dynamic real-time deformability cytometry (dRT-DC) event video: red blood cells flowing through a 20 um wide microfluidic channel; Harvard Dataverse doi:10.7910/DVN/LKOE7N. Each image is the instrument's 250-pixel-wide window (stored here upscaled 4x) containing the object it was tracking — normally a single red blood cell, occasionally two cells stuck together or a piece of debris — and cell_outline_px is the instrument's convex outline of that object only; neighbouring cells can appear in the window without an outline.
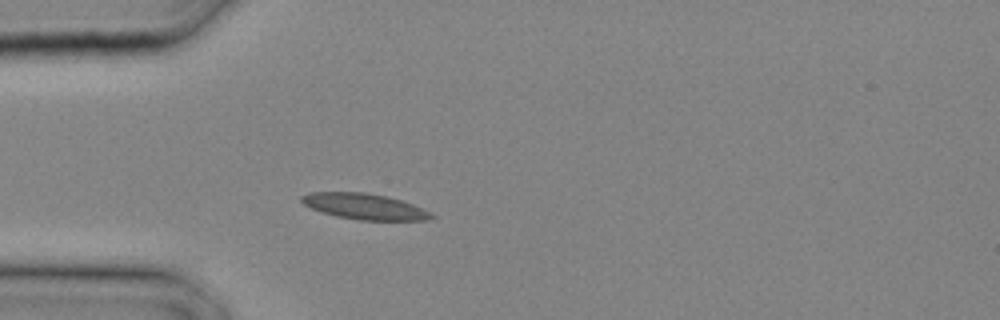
{"species": "common noctule bat (a hibernating species)", "species_latin": "Nyctalus noctula", "temperature_condition": "cold", "stored_images_in_passage": 5, "camera_frame_rate_fps": 3000, "um_per_image_px": 0.085, "animal": {"sex": "male", "body_mass_g": 20.4}, "frame": {"image": 1, "passage_image": 1, "time_ms": 0.0, "image_size_px": [1000, 320], "cell_outline_px": [[436, 216], [428, 220], [360, 220], [336, 216], [312, 208], [304, 204], [300, 200], [300, 196], [308, 192], [364, 192], [388, 196], [412, 204], [432, 212]], "centroid_in_image_um": [31.0, 17.54], "position_along_channel_um": 54.0, "area_um2": 19.54}}
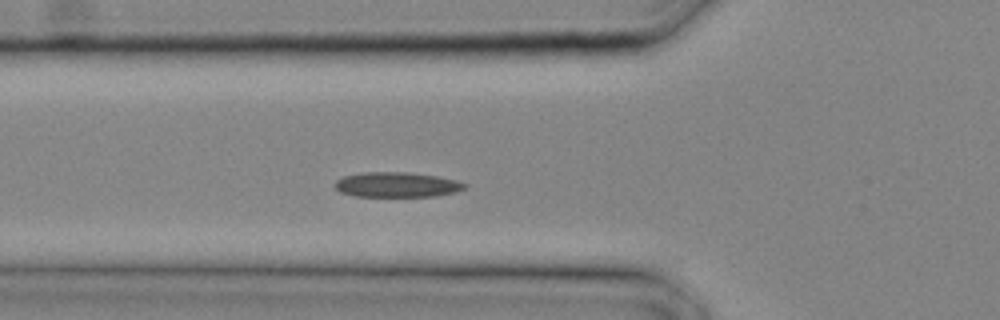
{"frame": {"image": 2, "passage_image": 3, "time_ms": 0.667, "image_size_px": [1000, 320], "cell_outline_px": [[468, 184], [464, 188], [456, 192], [432, 196], [356, 196], [340, 192], [332, 184], [336, 180], [344, 176], [360, 172], [408, 172], [436, 176], [456, 180]], "centroid_in_image_um": [33.69, 15.69], "position_along_channel_um": 92.1, "area_um2": 18.9}}